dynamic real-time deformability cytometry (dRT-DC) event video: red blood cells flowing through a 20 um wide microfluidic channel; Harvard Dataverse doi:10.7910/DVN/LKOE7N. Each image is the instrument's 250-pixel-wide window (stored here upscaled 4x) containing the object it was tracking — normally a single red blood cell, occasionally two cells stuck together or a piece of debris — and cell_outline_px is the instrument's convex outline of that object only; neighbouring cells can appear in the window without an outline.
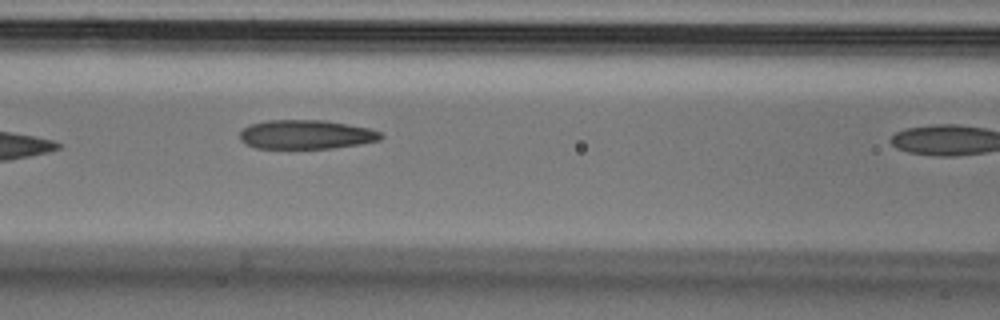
{"species": "Egyptian fruit bat (a non-hibernating species)", "species_latin": "Rousettus aegyptiacus", "temperature_condition": "cold", "stored_images_in_passage": 7, "camera_frame_rate_fps": 3000, "um_per_image_px": 0.085, "animal": {"sex": "male"}, "frame": {"image": 1, "passage_image": 4, "time_ms": 1.0, "image_size_px": [1000, 320], "cell_outline_px": [[384, 136], [380, 140], [360, 144], [332, 148], [256, 148], [240, 140], [240, 132], [248, 124], [268, 120], [324, 120], [348, 124], [368, 128], [380, 132]], "centroid_in_image_um": [26.02, 11.43], "position_along_channel_um": 140.6, "area_um2": 23.87}}
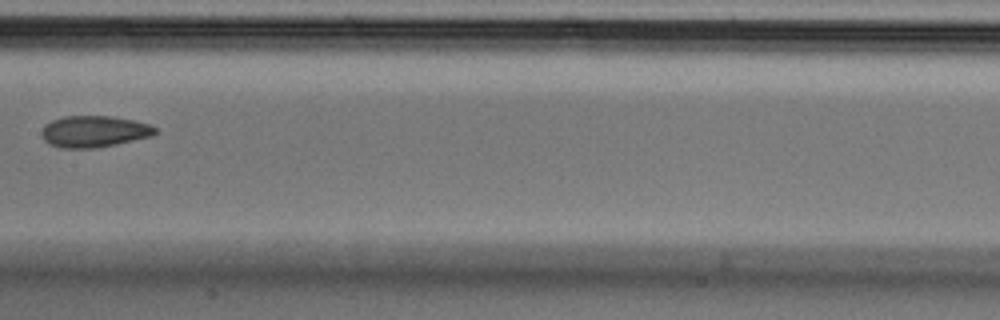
{"frame": {"image": 2, "passage_image": 6, "time_ms": 1.667, "image_size_px": [1000, 320], "cell_outline_px": [[156, 132], [152, 136], [116, 144], [96, 148], [60, 148], [48, 144], [44, 140], [40, 132], [44, 124], [52, 120], [64, 116], [112, 116], [132, 120], [148, 124], [156, 128]], "centroid_in_image_um": [7.94, 11.18], "position_along_channel_um": 199.5, "area_um2": 20.92}}
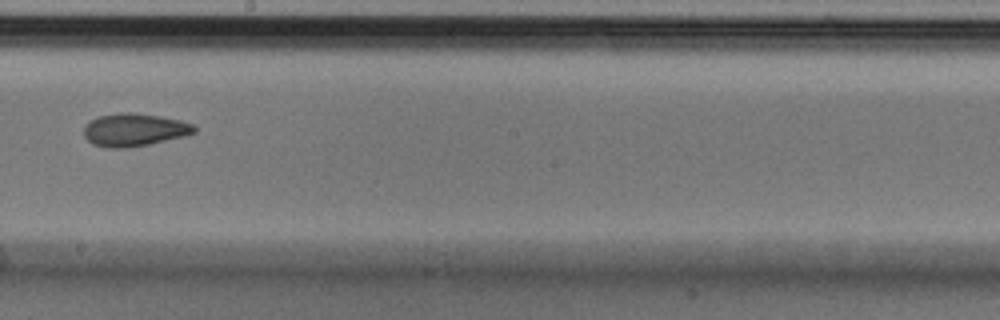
{"frame": {"image": 3, "passage_image": 7, "time_ms": 2.0, "image_size_px": [1000, 320], "cell_outline_px": [[196, 132], [184, 136], [148, 144], [128, 148], [108, 148], [92, 144], [84, 136], [84, 124], [88, 120], [100, 116], [116, 112], [128, 112], [160, 116], [180, 120], [192, 124], [196, 128]], "centroid_in_image_um": [11.37, 11.03], "position_along_channel_um": 236.8, "area_um2": 21.21}}